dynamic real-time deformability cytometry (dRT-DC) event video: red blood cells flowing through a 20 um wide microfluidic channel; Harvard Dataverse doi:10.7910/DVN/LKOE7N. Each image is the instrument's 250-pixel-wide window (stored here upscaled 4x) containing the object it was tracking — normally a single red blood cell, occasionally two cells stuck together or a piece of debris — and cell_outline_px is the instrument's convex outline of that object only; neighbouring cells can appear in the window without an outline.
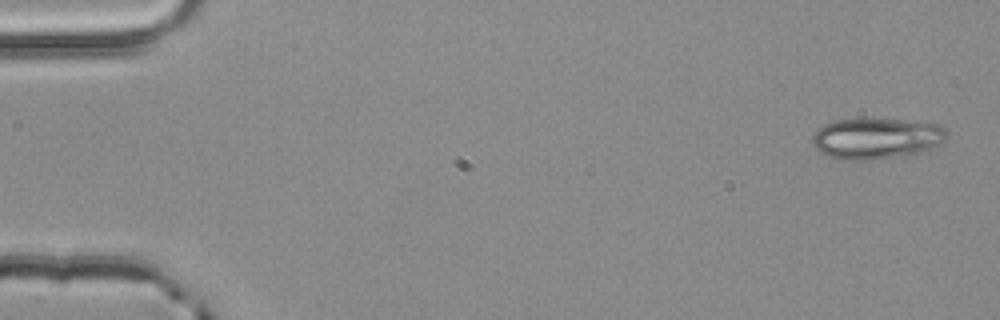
{"species": "common noctule bat (a hibernating species)", "species_latin": "Nyctalus noctula", "temperature_condition": "room temperature", "stored_images_in_passage": 4, "camera_frame_rate_fps": 3000, "um_per_image_px": 0.085, "animal": {"sex": "male", "body_mass_g": 20.4}, "frame": {"image": 1, "passage_image": 1, "time_ms": 0.0, "image_size_px": [1000, 320], "cell_outline_px": [[948, 136], [940, 144], [932, 148], [920, 152], [900, 156], [876, 160], [840, 160], [828, 156], [820, 152], [812, 144], [812, 136], [824, 124], [836, 120], [904, 120], [940, 124], [948, 132]], "centroid_in_image_um": [74.51, 11.79], "position_along_channel_um": 10.5, "area_um2": 32.02}}